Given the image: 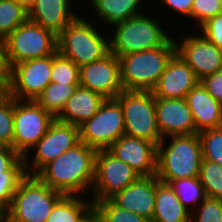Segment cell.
Instances as JSON below:
<instances>
[{
    "label": "cell",
    "mask_w": 222,
    "mask_h": 222,
    "mask_svg": "<svg viewBox=\"0 0 222 222\" xmlns=\"http://www.w3.org/2000/svg\"><path fill=\"white\" fill-rule=\"evenodd\" d=\"M97 150L79 142L46 164L35 176L50 188L74 195L93 186Z\"/></svg>",
    "instance_id": "1"
},
{
    "label": "cell",
    "mask_w": 222,
    "mask_h": 222,
    "mask_svg": "<svg viewBox=\"0 0 222 222\" xmlns=\"http://www.w3.org/2000/svg\"><path fill=\"white\" fill-rule=\"evenodd\" d=\"M175 54L176 41L170 38L161 47L118 57L123 89L152 91Z\"/></svg>",
    "instance_id": "2"
},
{
    "label": "cell",
    "mask_w": 222,
    "mask_h": 222,
    "mask_svg": "<svg viewBox=\"0 0 222 222\" xmlns=\"http://www.w3.org/2000/svg\"><path fill=\"white\" fill-rule=\"evenodd\" d=\"M171 137L168 147L164 148V138L157 145L158 180L167 184L171 180L199 177L203 156L198 133Z\"/></svg>",
    "instance_id": "3"
},
{
    "label": "cell",
    "mask_w": 222,
    "mask_h": 222,
    "mask_svg": "<svg viewBox=\"0 0 222 222\" xmlns=\"http://www.w3.org/2000/svg\"><path fill=\"white\" fill-rule=\"evenodd\" d=\"M87 20L76 17L57 35V51L78 67L102 59L109 42Z\"/></svg>",
    "instance_id": "4"
},
{
    "label": "cell",
    "mask_w": 222,
    "mask_h": 222,
    "mask_svg": "<svg viewBox=\"0 0 222 222\" xmlns=\"http://www.w3.org/2000/svg\"><path fill=\"white\" fill-rule=\"evenodd\" d=\"M63 196L36 176L27 175L13 195L9 222H46Z\"/></svg>",
    "instance_id": "5"
},
{
    "label": "cell",
    "mask_w": 222,
    "mask_h": 222,
    "mask_svg": "<svg viewBox=\"0 0 222 222\" xmlns=\"http://www.w3.org/2000/svg\"><path fill=\"white\" fill-rule=\"evenodd\" d=\"M116 99L122 108L125 135L147 140L157 146L163 138L157 125L153 93L123 90Z\"/></svg>",
    "instance_id": "6"
},
{
    "label": "cell",
    "mask_w": 222,
    "mask_h": 222,
    "mask_svg": "<svg viewBox=\"0 0 222 222\" xmlns=\"http://www.w3.org/2000/svg\"><path fill=\"white\" fill-rule=\"evenodd\" d=\"M114 26L115 33L109 44L110 52L117 57L161 47L170 39L158 22L142 14Z\"/></svg>",
    "instance_id": "7"
},
{
    "label": "cell",
    "mask_w": 222,
    "mask_h": 222,
    "mask_svg": "<svg viewBox=\"0 0 222 222\" xmlns=\"http://www.w3.org/2000/svg\"><path fill=\"white\" fill-rule=\"evenodd\" d=\"M5 40L6 61L9 66L57 52V35L30 20L17 27Z\"/></svg>",
    "instance_id": "8"
},
{
    "label": "cell",
    "mask_w": 222,
    "mask_h": 222,
    "mask_svg": "<svg viewBox=\"0 0 222 222\" xmlns=\"http://www.w3.org/2000/svg\"><path fill=\"white\" fill-rule=\"evenodd\" d=\"M55 117L44 110L34 100L14 98V136L13 149L25 160L28 175L27 152L46 134Z\"/></svg>",
    "instance_id": "9"
},
{
    "label": "cell",
    "mask_w": 222,
    "mask_h": 222,
    "mask_svg": "<svg viewBox=\"0 0 222 222\" xmlns=\"http://www.w3.org/2000/svg\"><path fill=\"white\" fill-rule=\"evenodd\" d=\"M80 141L96 150H106L125 134L120 102L106 99L99 111L79 126Z\"/></svg>",
    "instance_id": "10"
},
{
    "label": "cell",
    "mask_w": 222,
    "mask_h": 222,
    "mask_svg": "<svg viewBox=\"0 0 222 222\" xmlns=\"http://www.w3.org/2000/svg\"><path fill=\"white\" fill-rule=\"evenodd\" d=\"M52 55L26 60L9 69L5 90L18 100H36L51 82Z\"/></svg>",
    "instance_id": "11"
},
{
    "label": "cell",
    "mask_w": 222,
    "mask_h": 222,
    "mask_svg": "<svg viewBox=\"0 0 222 222\" xmlns=\"http://www.w3.org/2000/svg\"><path fill=\"white\" fill-rule=\"evenodd\" d=\"M139 177L133 168L117 159L107 149L97 150L92 201L111 199Z\"/></svg>",
    "instance_id": "12"
},
{
    "label": "cell",
    "mask_w": 222,
    "mask_h": 222,
    "mask_svg": "<svg viewBox=\"0 0 222 222\" xmlns=\"http://www.w3.org/2000/svg\"><path fill=\"white\" fill-rule=\"evenodd\" d=\"M79 82L81 87L106 99L116 98L124 90L118 57L109 52L100 60L82 65L79 67Z\"/></svg>",
    "instance_id": "13"
},
{
    "label": "cell",
    "mask_w": 222,
    "mask_h": 222,
    "mask_svg": "<svg viewBox=\"0 0 222 222\" xmlns=\"http://www.w3.org/2000/svg\"><path fill=\"white\" fill-rule=\"evenodd\" d=\"M79 142L78 126L55 119L46 134L33 147V149L37 148V150L31 164L33 172L28 171V175L35 176L46 164L68 149L73 148Z\"/></svg>",
    "instance_id": "14"
},
{
    "label": "cell",
    "mask_w": 222,
    "mask_h": 222,
    "mask_svg": "<svg viewBox=\"0 0 222 222\" xmlns=\"http://www.w3.org/2000/svg\"><path fill=\"white\" fill-rule=\"evenodd\" d=\"M176 53L192 68L198 80L222 70V51L203 35L186 36Z\"/></svg>",
    "instance_id": "15"
},
{
    "label": "cell",
    "mask_w": 222,
    "mask_h": 222,
    "mask_svg": "<svg viewBox=\"0 0 222 222\" xmlns=\"http://www.w3.org/2000/svg\"><path fill=\"white\" fill-rule=\"evenodd\" d=\"M107 150L140 176H152L157 172V146L147 140L124 134Z\"/></svg>",
    "instance_id": "16"
},
{
    "label": "cell",
    "mask_w": 222,
    "mask_h": 222,
    "mask_svg": "<svg viewBox=\"0 0 222 222\" xmlns=\"http://www.w3.org/2000/svg\"><path fill=\"white\" fill-rule=\"evenodd\" d=\"M155 111L162 138L197 133L192 111L185 98H155Z\"/></svg>",
    "instance_id": "17"
},
{
    "label": "cell",
    "mask_w": 222,
    "mask_h": 222,
    "mask_svg": "<svg viewBox=\"0 0 222 222\" xmlns=\"http://www.w3.org/2000/svg\"><path fill=\"white\" fill-rule=\"evenodd\" d=\"M198 82L192 68L176 53L151 92L155 98L183 99Z\"/></svg>",
    "instance_id": "18"
},
{
    "label": "cell",
    "mask_w": 222,
    "mask_h": 222,
    "mask_svg": "<svg viewBox=\"0 0 222 222\" xmlns=\"http://www.w3.org/2000/svg\"><path fill=\"white\" fill-rule=\"evenodd\" d=\"M156 177V174L140 176L135 182L113 196L111 200L117 206L152 221L156 199Z\"/></svg>",
    "instance_id": "19"
},
{
    "label": "cell",
    "mask_w": 222,
    "mask_h": 222,
    "mask_svg": "<svg viewBox=\"0 0 222 222\" xmlns=\"http://www.w3.org/2000/svg\"><path fill=\"white\" fill-rule=\"evenodd\" d=\"M186 101L193 114L196 132L222 127V103L216 101L198 82L187 94Z\"/></svg>",
    "instance_id": "20"
},
{
    "label": "cell",
    "mask_w": 222,
    "mask_h": 222,
    "mask_svg": "<svg viewBox=\"0 0 222 222\" xmlns=\"http://www.w3.org/2000/svg\"><path fill=\"white\" fill-rule=\"evenodd\" d=\"M68 0H35L28 9V20L58 35L76 17Z\"/></svg>",
    "instance_id": "21"
},
{
    "label": "cell",
    "mask_w": 222,
    "mask_h": 222,
    "mask_svg": "<svg viewBox=\"0 0 222 222\" xmlns=\"http://www.w3.org/2000/svg\"><path fill=\"white\" fill-rule=\"evenodd\" d=\"M105 100L102 95L78 86L56 119L79 127L99 111Z\"/></svg>",
    "instance_id": "22"
},
{
    "label": "cell",
    "mask_w": 222,
    "mask_h": 222,
    "mask_svg": "<svg viewBox=\"0 0 222 222\" xmlns=\"http://www.w3.org/2000/svg\"><path fill=\"white\" fill-rule=\"evenodd\" d=\"M166 183L156 177V199L151 222H190L191 213Z\"/></svg>",
    "instance_id": "23"
},
{
    "label": "cell",
    "mask_w": 222,
    "mask_h": 222,
    "mask_svg": "<svg viewBox=\"0 0 222 222\" xmlns=\"http://www.w3.org/2000/svg\"><path fill=\"white\" fill-rule=\"evenodd\" d=\"M96 13L112 26L140 15L141 0H90Z\"/></svg>",
    "instance_id": "24"
},
{
    "label": "cell",
    "mask_w": 222,
    "mask_h": 222,
    "mask_svg": "<svg viewBox=\"0 0 222 222\" xmlns=\"http://www.w3.org/2000/svg\"><path fill=\"white\" fill-rule=\"evenodd\" d=\"M74 195H64L55 205L46 222H80L92 209Z\"/></svg>",
    "instance_id": "25"
},
{
    "label": "cell",
    "mask_w": 222,
    "mask_h": 222,
    "mask_svg": "<svg viewBox=\"0 0 222 222\" xmlns=\"http://www.w3.org/2000/svg\"><path fill=\"white\" fill-rule=\"evenodd\" d=\"M78 86H80V84L50 82L35 101L56 118Z\"/></svg>",
    "instance_id": "26"
},
{
    "label": "cell",
    "mask_w": 222,
    "mask_h": 222,
    "mask_svg": "<svg viewBox=\"0 0 222 222\" xmlns=\"http://www.w3.org/2000/svg\"><path fill=\"white\" fill-rule=\"evenodd\" d=\"M28 20V10L16 0H0V38H7Z\"/></svg>",
    "instance_id": "27"
},
{
    "label": "cell",
    "mask_w": 222,
    "mask_h": 222,
    "mask_svg": "<svg viewBox=\"0 0 222 222\" xmlns=\"http://www.w3.org/2000/svg\"><path fill=\"white\" fill-rule=\"evenodd\" d=\"M167 184L187 209V204L197 206L198 202L202 203L207 197L199 177L171 180Z\"/></svg>",
    "instance_id": "28"
},
{
    "label": "cell",
    "mask_w": 222,
    "mask_h": 222,
    "mask_svg": "<svg viewBox=\"0 0 222 222\" xmlns=\"http://www.w3.org/2000/svg\"><path fill=\"white\" fill-rule=\"evenodd\" d=\"M91 202L102 222H151L144 216L117 206L111 199Z\"/></svg>",
    "instance_id": "29"
},
{
    "label": "cell",
    "mask_w": 222,
    "mask_h": 222,
    "mask_svg": "<svg viewBox=\"0 0 222 222\" xmlns=\"http://www.w3.org/2000/svg\"><path fill=\"white\" fill-rule=\"evenodd\" d=\"M14 97L0 89V145L13 148Z\"/></svg>",
    "instance_id": "30"
},
{
    "label": "cell",
    "mask_w": 222,
    "mask_h": 222,
    "mask_svg": "<svg viewBox=\"0 0 222 222\" xmlns=\"http://www.w3.org/2000/svg\"><path fill=\"white\" fill-rule=\"evenodd\" d=\"M199 178L205 189L207 197L222 200L221 165L203 159L200 167Z\"/></svg>",
    "instance_id": "31"
},
{
    "label": "cell",
    "mask_w": 222,
    "mask_h": 222,
    "mask_svg": "<svg viewBox=\"0 0 222 222\" xmlns=\"http://www.w3.org/2000/svg\"><path fill=\"white\" fill-rule=\"evenodd\" d=\"M26 176L25 160L21 157L8 171L0 174V199L11 206L13 195Z\"/></svg>",
    "instance_id": "32"
},
{
    "label": "cell",
    "mask_w": 222,
    "mask_h": 222,
    "mask_svg": "<svg viewBox=\"0 0 222 222\" xmlns=\"http://www.w3.org/2000/svg\"><path fill=\"white\" fill-rule=\"evenodd\" d=\"M51 82L59 84H80L79 67L58 51L52 55Z\"/></svg>",
    "instance_id": "33"
},
{
    "label": "cell",
    "mask_w": 222,
    "mask_h": 222,
    "mask_svg": "<svg viewBox=\"0 0 222 222\" xmlns=\"http://www.w3.org/2000/svg\"><path fill=\"white\" fill-rule=\"evenodd\" d=\"M198 136L203 159L222 166V127L200 131Z\"/></svg>",
    "instance_id": "34"
},
{
    "label": "cell",
    "mask_w": 222,
    "mask_h": 222,
    "mask_svg": "<svg viewBox=\"0 0 222 222\" xmlns=\"http://www.w3.org/2000/svg\"><path fill=\"white\" fill-rule=\"evenodd\" d=\"M222 13V3L220 0H194L191 10V17L200 26L206 22L209 18H212Z\"/></svg>",
    "instance_id": "35"
},
{
    "label": "cell",
    "mask_w": 222,
    "mask_h": 222,
    "mask_svg": "<svg viewBox=\"0 0 222 222\" xmlns=\"http://www.w3.org/2000/svg\"><path fill=\"white\" fill-rule=\"evenodd\" d=\"M199 207L198 217L190 222H222V200L206 197Z\"/></svg>",
    "instance_id": "36"
},
{
    "label": "cell",
    "mask_w": 222,
    "mask_h": 222,
    "mask_svg": "<svg viewBox=\"0 0 222 222\" xmlns=\"http://www.w3.org/2000/svg\"><path fill=\"white\" fill-rule=\"evenodd\" d=\"M200 28L202 35L222 51V13L209 18Z\"/></svg>",
    "instance_id": "37"
},
{
    "label": "cell",
    "mask_w": 222,
    "mask_h": 222,
    "mask_svg": "<svg viewBox=\"0 0 222 222\" xmlns=\"http://www.w3.org/2000/svg\"><path fill=\"white\" fill-rule=\"evenodd\" d=\"M199 82L216 101L222 103V70L203 77Z\"/></svg>",
    "instance_id": "38"
},
{
    "label": "cell",
    "mask_w": 222,
    "mask_h": 222,
    "mask_svg": "<svg viewBox=\"0 0 222 222\" xmlns=\"http://www.w3.org/2000/svg\"><path fill=\"white\" fill-rule=\"evenodd\" d=\"M20 158L12 147L0 145V174L8 171Z\"/></svg>",
    "instance_id": "39"
},
{
    "label": "cell",
    "mask_w": 222,
    "mask_h": 222,
    "mask_svg": "<svg viewBox=\"0 0 222 222\" xmlns=\"http://www.w3.org/2000/svg\"><path fill=\"white\" fill-rule=\"evenodd\" d=\"M9 69L6 61L5 40L0 38V89H4L7 85Z\"/></svg>",
    "instance_id": "40"
},
{
    "label": "cell",
    "mask_w": 222,
    "mask_h": 222,
    "mask_svg": "<svg viewBox=\"0 0 222 222\" xmlns=\"http://www.w3.org/2000/svg\"><path fill=\"white\" fill-rule=\"evenodd\" d=\"M163 4H167L177 13H181L191 17V10L194 0H161Z\"/></svg>",
    "instance_id": "41"
},
{
    "label": "cell",
    "mask_w": 222,
    "mask_h": 222,
    "mask_svg": "<svg viewBox=\"0 0 222 222\" xmlns=\"http://www.w3.org/2000/svg\"><path fill=\"white\" fill-rule=\"evenodd\" d=\"M10 206L2 199H0V222H9Z\"/></svg>",
    "instance_id": "42"
},
{
    "label": "cell",
    "mask_w": 222,
    "mask_h": 222,
    "mask_svg": "<svg viewBox=\"0 0 222 222\" xmlns=\"http://www.w3.org/2000/svg\"><path fill=\"white\" fill-rule=\"evenodd\" d=\"M80 222H102L99 216L92 209Z\"/></svg>",
    "instance_id": "43"
},
{
    "label": "cell",
    "mask_w": 222,
    "mask_h": 222,
    "mask_svg": "<svg viewBox=\"0 0 222 222\" xmlns=\"http://www.w3.org/2000/svg\"><path fill=\"white\" fill-rule=\"evenodd\" d=\"M23 5L27 10L34 4L35 0H16Z\"/></svg>",
    "instance_id": "44"
}]
</instances>
